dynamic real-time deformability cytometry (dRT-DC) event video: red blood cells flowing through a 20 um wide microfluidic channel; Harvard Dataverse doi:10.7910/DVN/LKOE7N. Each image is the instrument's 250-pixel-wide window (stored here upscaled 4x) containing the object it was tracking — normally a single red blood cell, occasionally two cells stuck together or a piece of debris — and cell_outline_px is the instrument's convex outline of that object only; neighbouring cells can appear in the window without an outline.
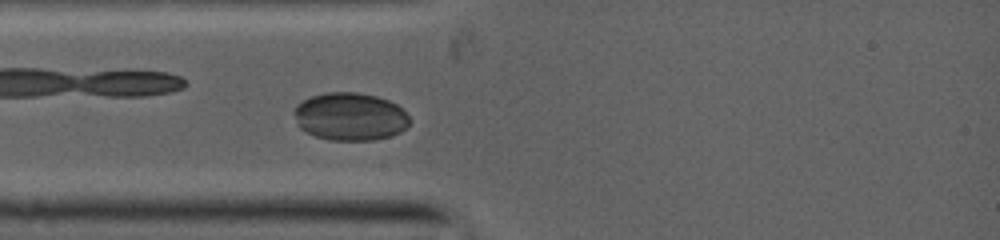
{"species": "common noctule bat (a hibernating species)", "species_latin": "Nyctalus noctula", "temperature_condition": "warm", "stored_images_in_passage": 2, "camera_frame_rate_fps": 5000, "um_per_image_px": 0.085, "animal": {"sex": "female", "body_mass_g": 19.0, "forearm_length_mm": 53.3}, "frame": {"image": 1, "passage_image": 2, "time_ms": 0.8, "image_size_px": [1000, 240], "cell_outline_px": [[408, 124], [400, 132], [388, 136], [372, 140], [328, 140], [316, 136], [300, 128], [292, 112], [296, 104], [312, 96], [328, 92], [356, 92], [376, 96], [388, 100], [396, 104], [408, 116]], "centroid_in_image_um": [29.72, 9.9], "position_along_channel_um": 55.3, "area_um2": 31.96}}